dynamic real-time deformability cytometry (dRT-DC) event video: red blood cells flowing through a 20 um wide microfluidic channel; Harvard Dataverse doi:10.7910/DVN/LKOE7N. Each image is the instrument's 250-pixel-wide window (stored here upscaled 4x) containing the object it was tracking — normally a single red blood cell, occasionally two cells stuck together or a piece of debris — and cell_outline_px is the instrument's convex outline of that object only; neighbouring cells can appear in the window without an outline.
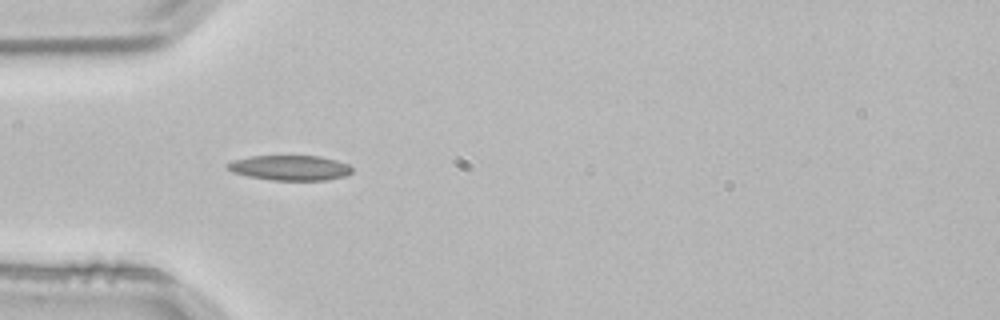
{"species": "common noctule bat (a hibernating species)", "species_latin": "Nyctalus noctula", "temperature_condition": "room temperature", "stored_images_in_passage": 2, "camera_frame_rate_fps": 3000, "um_per_image_px": 0.085, "animal": {"sex": "male", "body_mass_g": 21.5, "forearm_length_mm": 52.0}, "frame": {"image": 1, "passage_image": 2, "time_ms": 0.333, "image_size_px": [1000, 320], "cell_outline_px": [[352, 172], [344, 176], [328, 180], [272, 180], [248, 176], [232, 172], [224, 164], [232, 160], [248, 156], [320, 156], [336, 160], [348, 164], [352, 168]], "centroid_in_image_um": [24.62, 14.26], "position_along_channel_um": 60.4, "area_um2": 18.26}}